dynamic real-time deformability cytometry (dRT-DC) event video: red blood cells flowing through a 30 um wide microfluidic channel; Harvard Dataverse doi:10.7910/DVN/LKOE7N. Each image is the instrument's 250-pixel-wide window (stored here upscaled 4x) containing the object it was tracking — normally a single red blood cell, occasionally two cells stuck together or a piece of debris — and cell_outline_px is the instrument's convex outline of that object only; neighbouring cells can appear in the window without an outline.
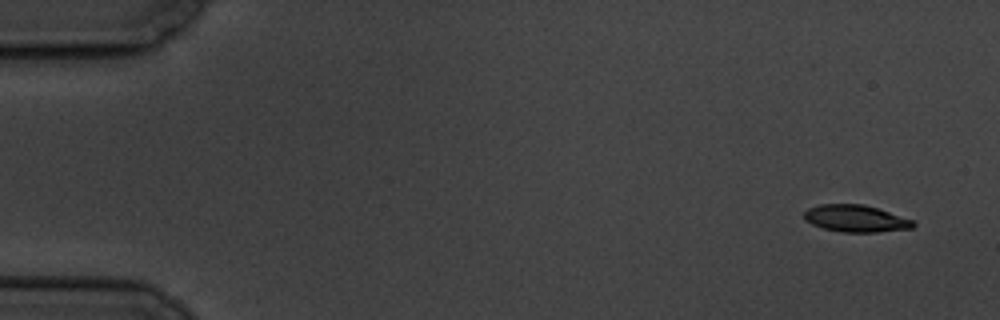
{"species": "common noctule bat (a hibernating species)", "species_latin": "Nyctalus noctula", "temperature_condition": "cold", "stored_images_in_passage": 5, "camera_frame_rate_fps": 3000, "um_per_image_px": 0.085, "animal": {"sex": "male", "body_mass_g": 19.5, "forearm_length_mm": 54.6}, "frame": {"image": 1, "passage_image": 1, "time_ms": 0.0, "image_size_px": [1000, 320], "cell_outline_px": [[916, 224], [912, 228], [876, 232], [840, 232], [824, 228], [812, 224], [804, 220], [804, 212], [808, 208], [820, 204], [864, 204], [912, 220]], "centroid_in_image_um": [72.69, 18.57], "position_along_channel_um": 12.3, "area_um2": 16.99}}
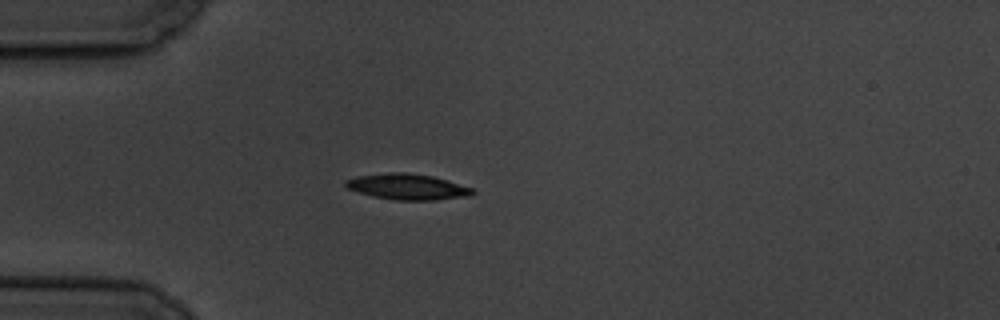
{"frame": {"image": 2, "passage_image": 5, "time_ms": 4.333, "image_size_px": [1000, 320], "cell_outline_px": [[476, 192], [472, 196], [436, 200], [396, 200], [372, 196], [348, 188], [344, 184], [344, 180], [356, 176], [392, 172], [408, 172], [432, 176], [472, 188]], "centroid_in_image_um": [34.64, 15.87], "position_along_channel_um": 50.4, "area_um2": 19.07}}